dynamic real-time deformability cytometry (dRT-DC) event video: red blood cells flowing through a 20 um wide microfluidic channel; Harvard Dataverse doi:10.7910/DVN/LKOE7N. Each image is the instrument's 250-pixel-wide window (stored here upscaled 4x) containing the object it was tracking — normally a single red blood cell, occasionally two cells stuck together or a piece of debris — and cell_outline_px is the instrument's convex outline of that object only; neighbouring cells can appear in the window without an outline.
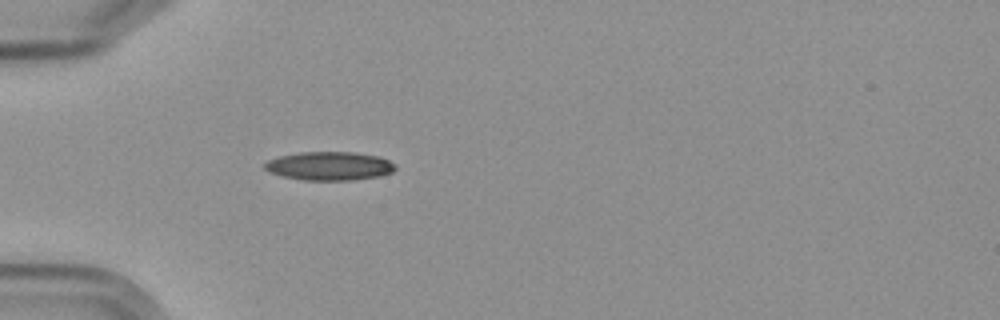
{"species": "Egyptian fruit bat (a non-hibernating species)", "species_latin": "Rousettus aegyptiacus", "temperature_condition": "cold", "stored_images_in_passage": 4, "camera_frame_rate_fps": 3000, "um_per_image_px": 0.085, "frame": {"image": 1, "passage_image": 4, "time_ms": 3.667, "image_size_px": [1000, 320], "cell_outline_px": [[396, 168], [392, 172], [380, 176], [352, 180], [304, 180], [284, 176], [268, 172], [264, 168], [264, 164], [268, 160], [280, 156], [300, 152], [352, 152], [380, 156], [396, 164]], "centroid_in_image_um": [28.02, 14.11], "position_along_channel_um": 57.0, "area_um2": 21.79}}